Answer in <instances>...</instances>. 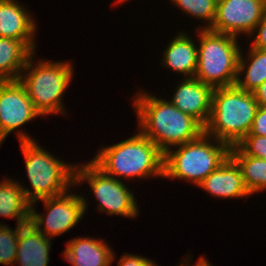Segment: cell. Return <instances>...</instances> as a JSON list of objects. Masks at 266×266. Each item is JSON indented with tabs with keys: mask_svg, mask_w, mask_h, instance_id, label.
<instances>
[{
	"mask_svg": "<svg viewBox=\"0 0 266 266\" xmlns=\"http://www.w3.org/2000/svg\"><path fill=\"white\" fill-rule=\"evenodd\" d=\"M127 1H129V0H116L115 2H114V4H119L120 3V5H121V3H125V2H127Z\"/></svg>",
	"mask_w": 266,
	"mask_h": 266,
	"instance_id": "obj_30",
	"label": "cell"
},
{
	"mask_svg": "<svg viewBox=\"0 0 266 266\" xmlns=\"http://www.w3.org/2000/svg\"><path fill=\"white\" fill-rule=\"evenodd\" d=\"M52 238L37 231L30 223L19 225L17 256L14 265L48 266Z\"/></svg>",
	"mask_w": 266,
	"mask_h": 266,
	"instance_id": "obj_17",
	"label": "cell"
},
{
	"mask_svg": "<svg viewBox=\"0 0 266 266\" xmlns=\"http://www.w3.org/2000/svg\"><path fill=\"white\" fill-rule=\"evenodd\" d=\"M254 33L256 35H254ZM251 36H254L252 37L254 39L251 45L249 46L254 47L256 49L266 50V7L262 19L254 29L250 37Z\"/></svg>",
	"mask_w": 266,
	"mask_h": 266,
	"instance_id": "obj_25",
	"label": "cell"
},
{
	"mask_svg": "<svg viewBox=\"0 0 266 266\" xmlns=\"http://www.w3.org/2000/svg\"><path fill=\"white\" fill-rule=\"evenodd\" d=\"M255 135L266 136V108L258 107L253 119L250 133Z\"/></svg>",
	"mask_w": 266,
	"mask_h": 266,
	"instance_id": "obj_27",
	"label": "cell"
},
{
	"mask_svg": "<svg viewBox=\"0 0 266 266\" xmlns=\"http://www.w3.org/2000/svg\"><path fill=\"white\" fill-rule=\"evenodd\" d=\"M191 261H192V255L188 254L187 256H185L183 261L181 260L178 266H213L212 264L209 263V260L206 259L204 256H200V258L195 262L194 265Z\"/></svg>",
	"mask_w": 266,
	"mask_h": 266,
	"instance_id": "obj_29",
	"label": "cell"
},
{
	"mask_svg": "<svg viewBox=\"0 0 266 266\" xmlns=\"http://www.w3.org/2000/svg\"><path fill=\"white\" fill-rule=\"evenodd\" d=\"M197 69L194 78L213 89L236 84L240 47L237 37L197 26Z\"/></svg>",
	"mask_w": 266,
	"mask_h": 266,
	"instance_id": "obj_7",
	"label": "cell"
},
{
	"mask_svg": "<svg viewBox=\"0 0 266 266\" xmlns=\"http://www.w3.org/2000/svg\"><path fill=\"white\" fill-rule=\"evenodd\" d=\"M266 0H218L211 31L250 37L263 17ZM243 33V34H242Z\"/></svg>",
	"mask_w": 266,
	"mask_h": 266,
	"instance_id": "obj_11",
	"label": "cell"
},
{
	"mask_svg": "<svg viewBox=\"0 0 266 266\" xmlns=\"http://www.w3.org/2000/svg\"><path fill=\"white\" fill-rule=\"evenodd\" d=\"M185 31L177 33L163 51L165 68L179 73L183 78H193L197 69V44Z\"/></svg>",
	"mask_w": 266,
	"mask_h": 266,
	"instance_id": "obj_16",
	"label": "cell"
},
{
	"mask_svg": "<svg viewBox=\"0 0 266 266\" xmlns=\"http://www.w3.org/2000/svg\"><path fill=\"white\" fill-rule=\"evenodd\" d=\"M37 142H19L25 159L26 176L32 190L21 182L18 183L30 203L70 192L68 189L75 186L76 163L68 164L60 160V157L58 159Z\"/></svg>",
	"mask_w": 266,
	"mask_h": 266,
	"instance_id": "obj_5",
	"label": "cell"
},
{
	"mask_svg": "<svg viewBox=\"0 0 266 266\" xmlns=\"http://www.w3.org/2000/svg\"><path fill=\"white\" fill-rule=\"evenodd\" d=\"M164 153L163 179L185 180L196 187L230 156L231 147L204 132Z\"/></svg>",
	"mask_w": 266,
	"mask_h": 266,
	"instance_id": "obj_4",
	"label": "cell"
},
{
	"mask_svg": "<svg viewBox=\"0 0 266 266\" xmlns=\"http://www.w3.org/2000/svg\"><path fill=\"white\" fill-rule=\"evenodd\" d=\"M151 266H158V264H155V262Z\"/></svg>",
	"mask_w": 266,
	"mask_h": 266,
	"instance_id": "obj_31",
	"label": "cell"
},
{
	"mask_svg": "<svg viewBox=\"0 0 266 266\" xmlns=\"http://www.w3.org/2000/svg\"><path fill=\"white\" fill-rule=\"evenodd\" d=\"M84 182L90 186L98 201L99 212L124 218H137L139 215L137 199L125 181L107 175L92 160L85 164L77 163L75 166V187Z\"/></svg>",
	"mask_w": 266,
	"mask_h": 266,
	"instance_id": "obj_8",
	"label": "cell"
},
{
	"mask_svg": "<svg viewBox=\"0 0 266 266\" xmlns=\"http://www.w3.org/2000/svg\"><path fill=\"white\" fill-rule=\"evenodd\" d=\"M84 195L72 191L50 198H44L31 203L29 223L43 235L49 238L60 236L73 229L84 217L88 202ZM45 206V214L37 213L36 202Z\"/></svg>",
	"mask_w": 266,
	"mask_h": 266,
	"instance_id": "obj_9",
	"label": "cell"
},
{
	"mask_svg": "<svg viewBox=\"0 0 266 266\" xmlns=\"http://www.w3.org/2000/svg\"><path fill=\"white\" fill-rule=\"evenodd\" d=\"M235 147L243 155L266 160V136L247 134Z\"/></svg>",
	"mask_w": 266,
	"mask_h": 266,
	"instance_id": "obj_24",
	"label": "cell"
},
{
	"mask_svg": "<svg viewBox=\"0 0 266 266\" xmlns=\"http://www.w3.org/2000/svg\"><path fill=\"white\" fill-rule=\"evenodd\" d=\"M184 14L202 21H207L202 29H209L215 19L218 0H170Z\"/></svg>",
	"mask_w": 266,
	"mask_h": 266,
	"instance_id": "obj_22",
	"label": "cell"
},
{
	"mask_svg": "<svg viewBox=\"0 0 266 266\" xmlns=\"http://www.w3.org/2000/svg\"><path fill=\"white\" fill-rule=\"evenodd\" d=\"M31 203L16 180L5 177L0 181V216L17 219V226L30 220Z\"/></svg>",
	"mask_w": 266,
	"mask_h": 266,
	"instance_id": "obj_19",
	"label": "cell"
},
{
	"mask_svg": "<svg viewBox=\"0 0 266 266\" xmlns=\"http://www.w3.org/2000/svg\"><path fill=\"white\" fill-rule=\"evenodd\" d=\"M140 91L132 98L138 130L163 153L197 139L204 132V127L196 119L179 110L169 99Z\"/></svg>",
	"mask_w": 266,
	"mask_h": 266,
	"instance_id": "obj_1",
	"label": "cell"
},
{
	"mask_svg": "<svg viewBox=\"0 0 266 266\" xmlns=\"http://www.w3.org/2000/svg\"><path fill=\"white\" fill-rule=\"evenodd\" d=\"M230 157L239 166L244 184L251 195L266 190L265 159L243 155L235 146L230 149Z\"/></svg>",
	"mask_w": 266,
	"mask_h": 266,
	"instance_id": "obj_21",
	"label": "cell"
},
{
	"mask_svg": "<svg viewBox=\"0 0 266 266\" xmlns=\"http://www.w3.org/2000/svg\"><path fill=\"white\" fill-rule=\"evenodd\" d=\"M154 263L152 259L125 252L118 260L117 266H151Z\"/></svg>",
	"mask_w": 266,
	"mask_h": 266,
	"instance_id": "obj_26",
	"label": "cell"
},
{
	"mask_svg": "<svg viewBox=\"0 0 266 266\" xmlns=\"http://www.w3.org/2000/svg\"><path fill=\"white\" fill-rule=\"evenodd\" d=\"M213 90L211 86L194 77L182 78L180 83H177L170 102L204 127L211 112Z\"/></svg>",
	"mask_w": 266,
	"mask_h": 266,
	"instance_id": "obj_12",
	"label": "cell"
},
{
	"mask_svg": "<svg viewBox=\"0 0 266 266\" xmlns=\"http://www.w3.org/2000/svg\"><path fill=\"white\" fill-rule=\"evenodd\" d=\"M197 187L213 197L223 198L224 200L226 198H244L251 195L244 184L239 166L230 156Z\"/></svg>",
	"mask_w": 266,
	"mask_h": 266,
	"instance_id": "obj_13",
	"label": "cell"
},
{
	"mask_svg": "<svg viewBox=\"0 0 266 266\" xmlns=\"http://www.w3.org/2000/svg\"><path fill=\"white\" fill-rule=\"evenodd\" d=\"M42 116L28 97L23 84L17 80L0 82V142L2 143L13 131L19 142L35 141L23 130H18L27 122ZM16 129V130H15ZM32 137V138H31Z\"/></svg>",
	"mask_w": 266,
	"mask_h": 266,
	"instance_id": "obj_10",
	"label": "cell"
},
{
	"mask_svg": "<svg viewBox=\"0 0 266 266\" xmlns=\"http://www.w3.org/2000/svg\"><path fill=\"white\" fill-rule=\"evenodd\" d=\"M17 0H0V37L36 41L37 23L32 13Z\"/></svg>",
	"mask_w": 266,
	"mask_h": 266,
	"instance_id": "obj_15",
	"label": "cell"
},
{
	"mask_svg": "<svg viewBox=\"0 0 266 266\" xmlns=\"http://www.w3.org/2000/svg\"><path fill=\"white\" fill-rule=\"evenodd\" d=\"M33 53L19 76L35 109L42 115L62 114L66 116L63 94L74 76L73 63L66 61H34ZM68 61V62H67ZM65 113V114H64Z\"/></svg>",
	"mask_w": 266,
	"mask_h": 266,
	"instance_id": "obj_6",
	"label": "cell"
},
{
	"mask_svg": "<svg viewBox=\"0 0 266 266\" xmlns=\"http://www.w3.org/2000/svg\"><path fill=\"white\" fill-rule=\"evenodd\" d=\"M136 132L119 143L100 147L92 161L120 181H124L123 178H163L164 153L139 130Z\"/></svg>",
	"mask_w": 266,
	"mask_h": 266,
	"instance_id": "obj_2",
	"label": "cell"
},
{
	"mask_svg": "<svg viewBox=\"0 0 266 266\" xmlns=\"http://www.w3.org/2000/svg\"><path fill=\"white\" fill-rule=\"evenodd\" d=\"M258 107L252 92L241 90L236 85L215 88L204 133L230 147L236 146L250 133Z\"/></svg>",
	"mask_w": 266,
	"mask_h": 266,
	"instance_id": "obj_3",
	"label": "cell"
},
{
	"mask_svg": "<svg viewBox=\"0 0 266 266\" xmlns=\"http://www.w3.org/2000/svg\"><path fill=\"white\" fill-rule=\"evenodd\" d=\"M19 226L12 229L0 223V264L14 265L17 256Z\"/></svg>",
	"mask_w": 266,
	"mask_h": 266,
	"instance_id": "obj_23",
	"label": "cell"
},
{
	"mask_svg": "<svg viewBox=\"0 0 266 266\" xmlns=\"http://www.w3.org/2000/svg\"><path fill=\"white\" fill-rule=\"evenodd\" d=\"M252 93L254 94L258 106L266 108V80Z\"/></svg>",
	"mask_w": 266,
	"mask_h": 266,
	"instance_id": "obj_28",
	"label": "cell"
},
{
	"mask_svg": "<svg viewBox=\"0 0 266 266\" xmlns=\"http://www.w3.org/2000/svg\"><path fill=\"white\" fill-rule=\"evenodd\" d=\"M35 41L0 37V80H17L29 57L35 53Z\"/></svg>",
	"mask_w": 266,
	"mask_h": 266,
	"instance_id": "obj_18",
	"label": "cell"
},
{
	"mask_svg": "<svg viewBox=\"0 0 266 266\" xmlns=\"http://www.w3.org/2000/svg\"><path fill=\"white\" fill-rule=\"evenodd\" d=\"M248 49L247 58L242 54L243 50L240 51L235 85L241 90L253 92L266 80V50L251 46Z\"/></svg>",
	"mask_w": 266,
	"mask_h": 266,
	"instance_id": "obj_20",
	"label": "cell"
},
{
	"mask_svg": "<svg viewBox=\"0 0 266 266\" xmlns=\"http://www.w3.org/2000/svg\"><path fill=\"white\" fill-rule=\"evenodd\" d=\"M106 243L99 237L77 236L67 241L62 256L73 266H111L116 254Z\"/></svg>",
	"mask_w": 266,
	"mask_h": 266,
	"instance_id": "obj_14",
	"label": "cell"
}]
</instances>
